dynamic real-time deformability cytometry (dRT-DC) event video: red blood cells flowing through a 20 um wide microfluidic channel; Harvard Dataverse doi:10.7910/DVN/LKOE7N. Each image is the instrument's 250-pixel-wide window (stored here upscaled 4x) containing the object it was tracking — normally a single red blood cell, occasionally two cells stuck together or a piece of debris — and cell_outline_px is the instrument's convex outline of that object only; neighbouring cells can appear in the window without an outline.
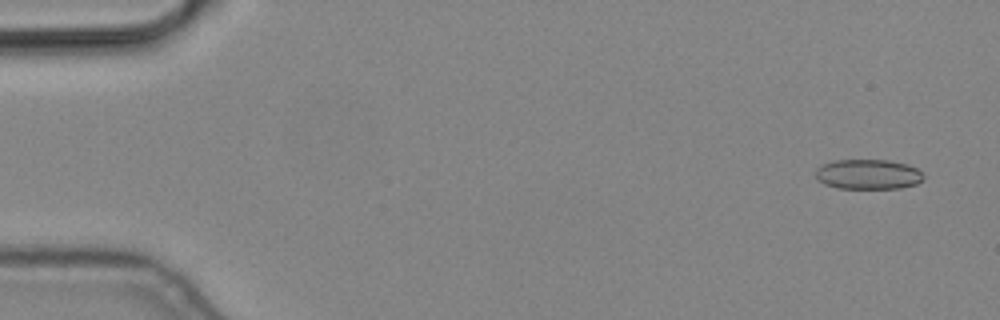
{"species": "common noctule bat (a hibernating species)", "species_latin": "Nyctalus noctula", "temperature_condition": "cold", "stored_images_in_passage": 4, "camera_frame_rate_fps": 3000, "um_per_image_px": 0.085, "animal": {"sex": "male", "body_mass_g": 19.2, "forearm_length_mm": 51.8}, "frame": {"image": 1, "passage_image": 1, "time_ms": 0.0, "image_size_px": [1000, 320], "cell_outline_px": [[924, 180], [916, 184], [900, 188], [840, 188], [824, 184], [816, 176], [816, 168], [820, 164], [832, 160], [888, 160], [908, 164], [916, 168], [924, 176]], "centroid_in_image_um": [73.79, 14.8], "position_along_channel_um": 11.2, "area_um2": 18.9}}